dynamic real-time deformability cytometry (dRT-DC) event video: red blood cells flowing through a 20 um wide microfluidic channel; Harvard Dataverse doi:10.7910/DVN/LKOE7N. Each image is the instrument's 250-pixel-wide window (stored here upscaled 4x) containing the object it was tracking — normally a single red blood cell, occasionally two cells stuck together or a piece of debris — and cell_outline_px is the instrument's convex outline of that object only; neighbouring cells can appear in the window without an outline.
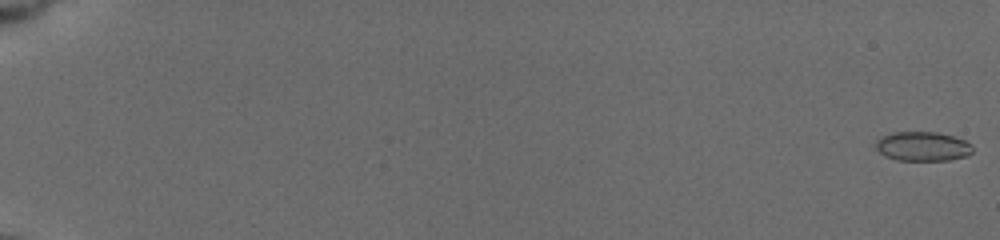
{"species": "common noctule bat (a hibernating species)", "species_latin": "Nyctalus noctula", "temperature_condition": "cold", "stored_images_in_passage": 74, "camera_frame_rate_fps": 3000, "um_per_image_px": 0.085, "animal": {"sex": "female", "body_mass_g": 19.5, "forearm_length_mm": 54.1}, "frame": {"image": 1, "passage_image": 1, "time_ms": 0.0, "image_size_px": [1000, 240], "cell_outline_px": [[972, 152], [968, 156], [948, 160], [896, 160], [884, 156], [876, 148], [876, 140], [880, 136], [892, 132], [936, 132], [952, 136], [964, 140], [972, 144]], "centroid_in_image_um": [78.41, 12.44], "position_along_channel_um": 6.6, "area_um2": 16.65}}
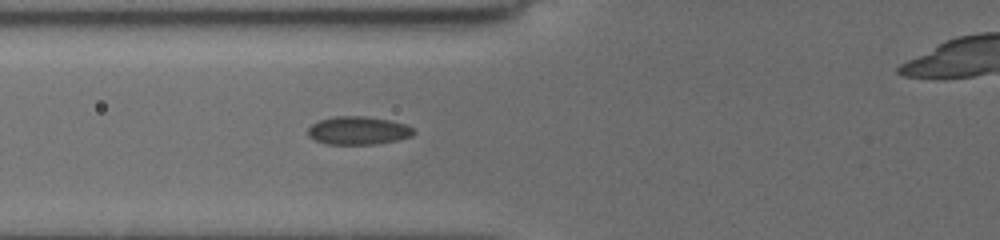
{"frame": {"image": 2, "passage_image": 56, "time_ms": 8.0, "image_size_px": [1000, 240], "cell_outline_px": [[416, 132], [412, 136], [396, 140], [376, 144], [324, 144], [308, 136], [308, 128], [312, 124], [320, 120], [332, 116], [364, 116], [388, 120], [404, 124], [412, 128]], "centroid_in_image_um": [30.42, 11.1], "position_along_channel_um": 95.4, "area_um2": 17.28}}
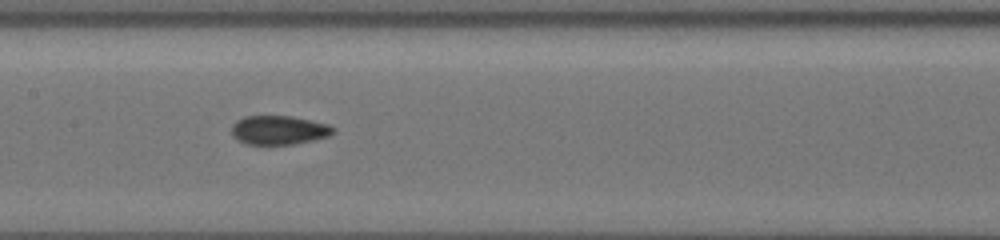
{"frame": {"image": 3, "passage_image": 73, "time_ms": 10.333, "image_size_px": [1000, 240], "cell_outline_px": [[336, 132], [328, 136], [312, 140], [292, 144], [244, 144], [236, 140], [232, 136], [232, 124], [236, 120], [244, 116], [292, 116], [328, 124], [336, 128]], "centroid_in_image_um": [23.68, 11.05], "position_along_channel_um": 183.7, "area_um2": 17.28}}